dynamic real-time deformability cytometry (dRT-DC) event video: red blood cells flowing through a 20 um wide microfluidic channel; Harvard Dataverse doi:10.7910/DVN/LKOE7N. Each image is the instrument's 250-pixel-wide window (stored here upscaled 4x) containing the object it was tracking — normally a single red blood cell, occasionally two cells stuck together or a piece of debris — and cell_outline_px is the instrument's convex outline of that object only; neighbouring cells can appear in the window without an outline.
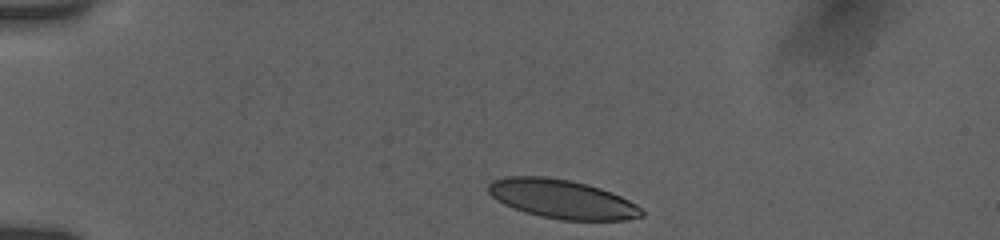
{"species": "human", "species_latin": "Homo sapiens", "temperature_condition": "room temperature", "stored_images_in_passage": 40, "camera_frame_rate_fps": 3000, "um_per_image_px": 0.085, "donor": {"sex": "female"}, "frame": {"image": 1, "passage_image": 1, "time_ms": 0.0, "image_size_px": [1000, 240], "cell_outline_px": [[644, 216], [624, 220], [560, 220], [540, 216], [524, 212], [504, 204], [496, 200], [488, 192], [488, 184], [492, 180], [504, 176], [544, 176], [572, 180], [588, 184], [612, 192], [636, 204], [644, 212]], "centroid_in_image_um": [47.75, 16.91], "position_along_channel_um": 37.2, "area_um2": 34.97}}
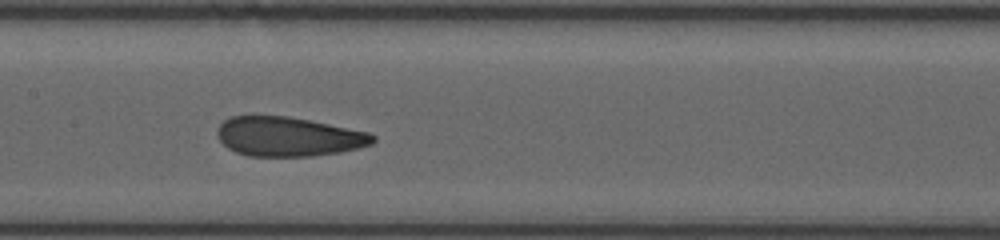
{"frame": {"image": 2, "passage_image": 17, "time_ms": 5.333, "image_size_px": [1000, 240], "cell_outline_px": [[376, 140], [372, 144], [340, 152], [312, 156], [248, 156], [236, 152], [228, 148], [216, 136], [216, 128], [224, 120], [232, 116], [288, 116], [368, 132], [376, 136]], "centroid_in_image_um": [24.48, 11.61], "position_along_channel_um": 182.9, "area_um2": 35.6}}
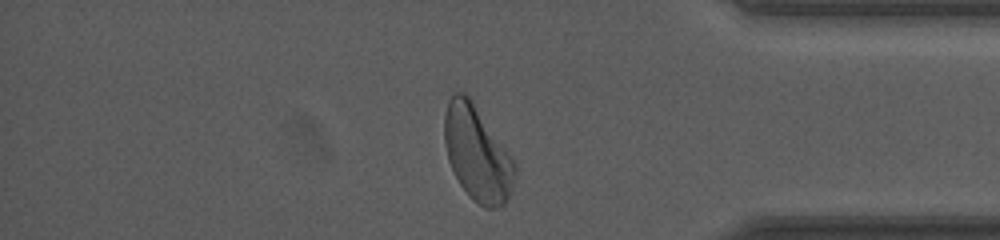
{"frame": {"image": 3, "passage_image": 35, "time_ms": 11.333, "image_size_px": [1000, 240], "cell_outline_px": [[516, 176], [512, 188], [504, 204], [496, 208], [484, 208], [472, 200], [460, 184], [448, 160], [444, 144], [444, 116], [448, 100], [456, 92], [464, 92], [472, 100], [512, 156], [516, 164]], "centroid_in_image_um": [40.56, 13.05], "position_along_channel_um": 394.6, "area_um2": 39.02}, "authors_computed_cell_mechanics": {"area_um2": 36.5007, "velocity_mm_per_s": 3.8193, "shape_relaxation_time_tau1_ms": 4.9283, "shape_relaxation_time_tau2_ms": 1.1796, "deformation_change_tau1": 0.1568, "deformation_change_tau2": 0.0913}}